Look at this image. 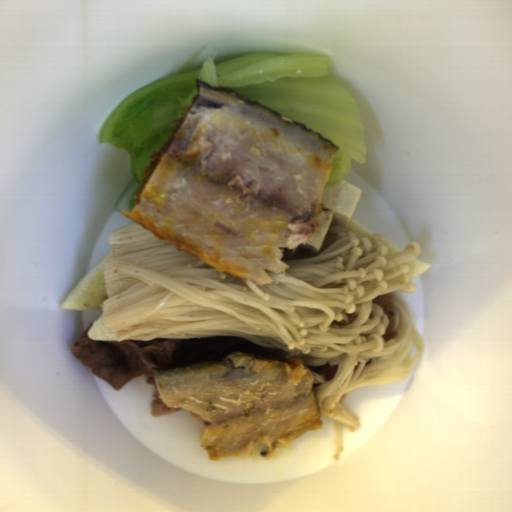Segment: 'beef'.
Here are the masks:
<instances>
[{
    "mask_svg": "<svg viewBox=\"0 0 512 512\" xmlns=\"http://www.w3.org/2000/svg\"><path fill=\"white\" fill-rule=\"evenodd\" d=\"M93 323L72 344L70 352L98 378L120 390L136 376H144L153 396L150 414L161 417L181 408L163 403L154 380L153 368L189 365L222 358L231 352L256 356L285 357L288 350L255 344L242 337L197 339H154L133 341H93L88 332Z\"/></svg>",
    "mask_w": 512,
    "mask_h": 512,
    "instance_id": "beef-1",
    "label": "beef"
},
{
    "mask_svg": "<svg viewBox=\"0 0 512 512\" xmlns=\"http://www.w3.org/2000/svg\"><path fill=\"white\" fill-rule=\"evenodd\" d=\"M395 294L387 293L384 296H378L372 299V302L378 304L384 311L385 315L389 319V325L386 326L385 332L382 335L384 342L391 341L395 336H397L398 331L392 330L390 327V323L392 318L396 315L393 310L389 309V304H392L395 299Z\"/></svg>",
    "mask_w": 512,
    "mask_h": 512,
    "instance_id": "beef-2",
    "label": "beef"
},
{
    "mask_svg": "<svg viewBox=\"0 0 512 512\" xmlns=\"http://www.w3.org/2000/svg\"><path fill=\"white\" fill-rule=\"evenodd\" d=\"M309 365V364H308ZM312 373L323 377L327 382L332 381L339 365L329 364L328 362L324 365H309Z\"/></svg>",
    "mask_w": 512,
    "mask_h": 512,
    "instance_id": "beef-3",
    "label": "beef"
}]
</instances>
